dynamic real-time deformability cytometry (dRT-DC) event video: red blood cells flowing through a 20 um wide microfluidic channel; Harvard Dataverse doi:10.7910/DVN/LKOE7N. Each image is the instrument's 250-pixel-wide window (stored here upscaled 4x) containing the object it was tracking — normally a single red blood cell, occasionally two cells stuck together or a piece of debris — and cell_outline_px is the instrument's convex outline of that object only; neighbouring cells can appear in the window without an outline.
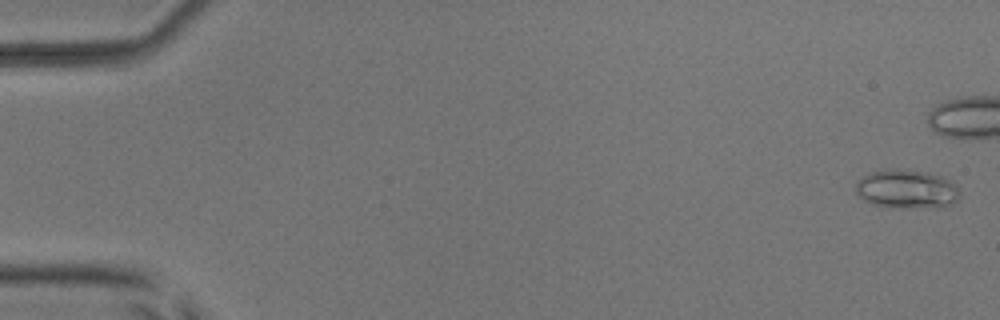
{"species": "common noctule bat (a hibernating species)", "species_latin": "Nyctalus noctula", "temperature_condition": "room temperature", "stored_images_in_passage": 43, "camera_frame_rate_fps": 3000, "um_per_image_px": 0.085, "animal": {"sex": "male", "body_mass_g": 17.9, "forearm_length_mm": 54.2}, "frame": {"image": 1, "passage_image": 2, "time_ms": 0.333, "image_size_px": [1000, 320], "cell_outline_px": [[960, 196], [956, 200], [944, 208], [936, 208], [872, 204], [864, 200], [856, 192], [856, 180], [872, 172], [888, 168], [896, 168], [928, 172], [940, 176], [956, 184]], "centroid_in_image_um": [77.08, 16.05], "position_along_channel_um": 7.9, "area_um2": 23.29}}
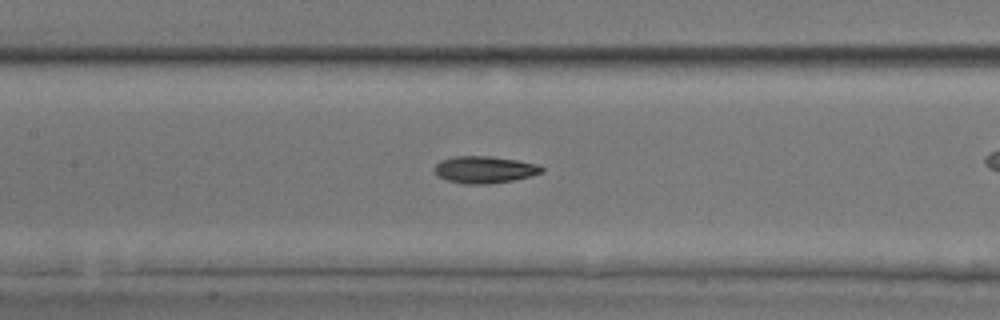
{"frame": {"image": 2, "passage_image": 26, "time_ms": 8.333, "image_size_px": [1000, 320], "cell_outline_px": [[544, 172], [532, 176], [512, 180], [488, 184], [464, 184], [448, 180], [436, 176], [432, 168], [440, 160], [452, 156], [492, 156], [516, 160], [536, 164], [544, 168]], "centroid_in_image_um": [41.14, 14.41], "position_along_channel_um": 166.3, "area_um2": 17.05}}
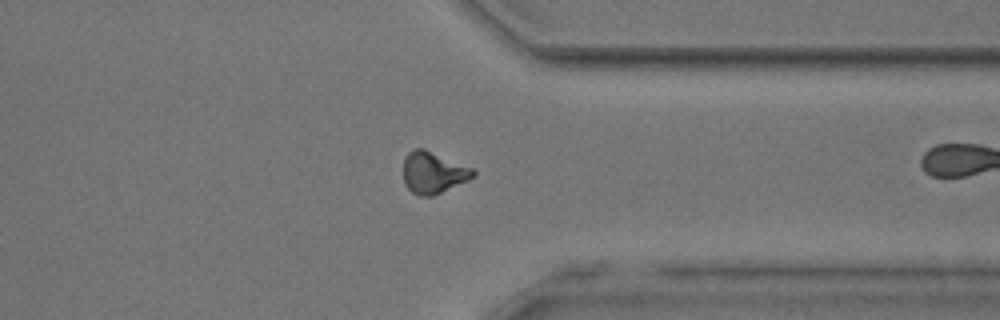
{"frame": {"image": 3, "passage_image": 42, "time_ms": 13.667, "image_size_px": [1000, 320], "cell_outline_px": [[476, 172], [468, 180], [432, 196], [420, 196], [412, 192], [404, 184], [404, 156], [408, 152], [416, 148], [424, 148], [472, 168]], "centroid_in_image_um": [36.79, 14.66], "position_along_channel_um": 374.6, "area_um2": 16.76}}